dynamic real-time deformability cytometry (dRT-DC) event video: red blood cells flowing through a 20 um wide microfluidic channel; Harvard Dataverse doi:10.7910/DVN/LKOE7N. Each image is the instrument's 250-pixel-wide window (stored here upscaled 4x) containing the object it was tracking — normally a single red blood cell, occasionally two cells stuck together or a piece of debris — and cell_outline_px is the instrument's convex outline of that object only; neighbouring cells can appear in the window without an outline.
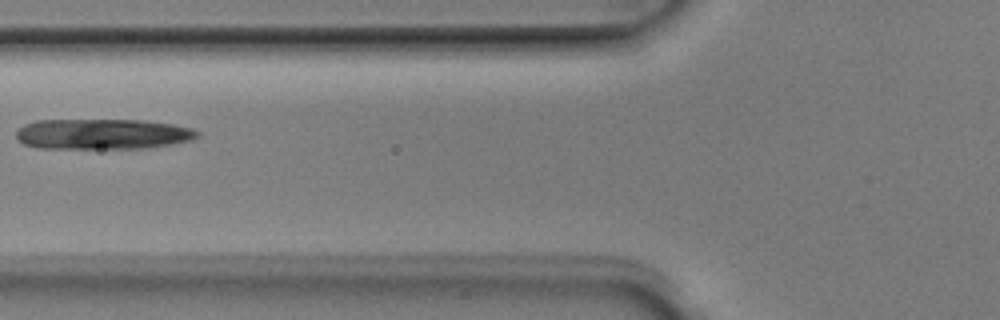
{"species": "Egyptian fruit bat (a non-hibernating species)", "species_latin": "Rousettus aegyptiacus", "temperature_condition": "room temperature", "stored_images_in_passage": 8, "camera_frame_rate_fps": 3000, "um_per_image_px": 0.085, "animal": {"sex": "male"}, "frame": {"image": 1, "passage_image": 7, "time_ms": 2.0, "image_size_px": [1000, 320], "cell_outline_px": [[200, 136], [192, 140], [172, 144], [148, 148], [36, 148], [24, 144], [16, 140], [16, 132], [24, 124], [36, 120], [144, 120], [172, 124], [192, 128], [200, 132]], "centroid_in_image_um": [8.72, 11.39], "position_along_channel_um": 117.1, "area_um2": 32.43}}
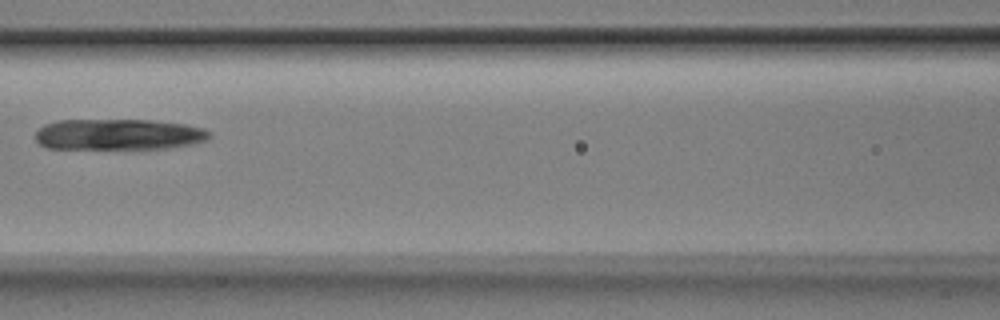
{"frame": {"image": 2, "passage_image": 8, "time_ms": 2.333, "image_size_px": [1000, 320], "cell_outline_px": [[212, 136], [208, 140], [192, 144], [168, 148], [48, 148], [40, 144], [36, 140], [36, 132], [44, 124], [60, 120], [152, 120], [184, 124], [204, 128], [212, 132]], "centroid_in_image_um": [10.13, 11.42], "position_along_channel_um": 156.5, "area_um2": 31.39}}